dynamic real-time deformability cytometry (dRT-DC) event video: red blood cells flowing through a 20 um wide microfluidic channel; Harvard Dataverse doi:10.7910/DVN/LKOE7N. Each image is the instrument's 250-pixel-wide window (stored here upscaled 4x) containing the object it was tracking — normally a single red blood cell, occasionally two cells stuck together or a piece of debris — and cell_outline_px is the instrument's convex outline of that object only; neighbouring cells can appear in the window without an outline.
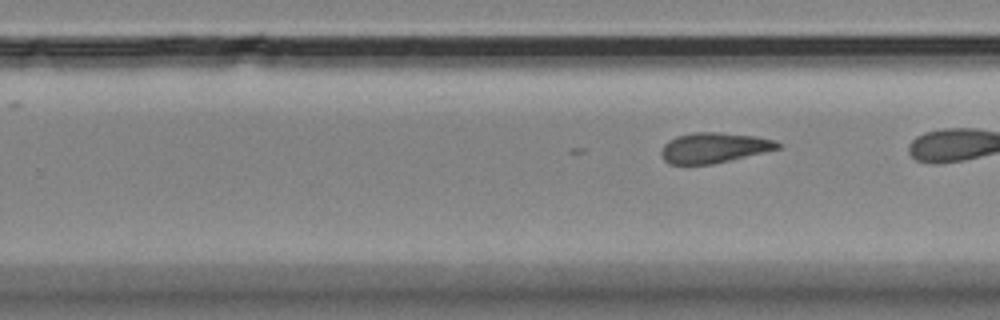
{"species": "Egyptian fruit bat (a non-hibernating species)", "species_latin": "Rousettus aegyptiacus", "temperature_condition": "room temperature", "stored_images_in_passage": 8, "segment_of_instrument_passage": [2, 2], "camera_frame_rate_fps": 3000, "um_per_image_px": 0.085, "animal": {"sex": "female"}, "frame": {"image": 1, "passage_image": 8, "time_ms": 8.0, "image_size_px": [1000, 320], "cell_outline_px": [[780, 148], [764, 152], [712, 164], [668, 164], [664, 160], [660, 152], [664, 144], [668, 140], [676, 136], [692, 132], [720, 132], [756, 136], [776, 140], [780, 144]], "centroid_in_image_um": [60.66, 12.54], "position_along_channel_um": 269.1, "area_um2": 20.58}}